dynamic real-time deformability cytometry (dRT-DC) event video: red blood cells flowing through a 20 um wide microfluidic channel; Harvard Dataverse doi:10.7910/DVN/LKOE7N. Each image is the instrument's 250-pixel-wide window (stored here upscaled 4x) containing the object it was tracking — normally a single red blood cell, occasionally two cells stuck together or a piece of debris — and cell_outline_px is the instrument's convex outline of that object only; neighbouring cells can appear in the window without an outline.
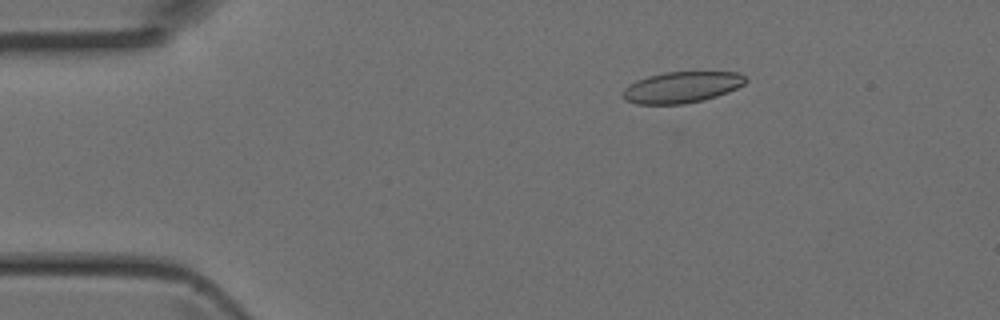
{"species": "Egyptian fruit bat (a non-hibernating species)", "species_latin": "Rousettus aegyptiacus", "temperature_condition": "room temperature", "stored_images_in_passage": 4, "camera_frame_rate_fps": 3000, "um_per_image_px": 0.085, "animal": {"sex": "female"}, "frame": {"image": 1, "passage_image": 4, "time_ms": 1.0, "image_size_px": [1000, 320], "cell_outline_px": [[748, 80], [744, 84], [728, 92], [704, 100], [684, 104], [636, 104], [624, 100], [620, 92], [628, 84], [636, 80], [648, 76], [664, 72], [740, 72]], "centroid_in_image_um": [57.9, 7.42], "position_along_channel_um": 27.1, "area_um2": 22.54}}